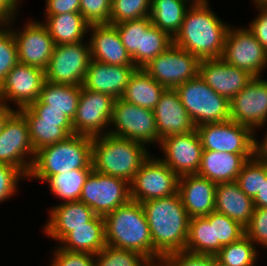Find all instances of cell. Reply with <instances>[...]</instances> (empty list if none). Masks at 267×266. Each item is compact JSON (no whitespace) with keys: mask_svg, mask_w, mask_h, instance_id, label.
<instances>
[{"mask_svg":"<svg viewBox=\"0 0 267 266\" xmlns=\"http://www.w3.org/2000/svg\"><path fill=\"white\" fill-rule=\"evenodd\" d=\"M47 27L55 45L77 43L88 34L89 24L80 13L44 15Z\"/></svg>","mask_w":267,"mask_h":266,"instance_id":"30","label":"cell"},{"mask_svg":"<svg viewBox=\"0 0 267 266\" xmlns=\"http://www.w3.org/2000/svg\"><path fill=\"white\" fill-rule=\"evenodd\" d=\"M216 186L215 182L198 174L179 177L178 193L190 219L215 211Z\"/></svg>","mask_w":267,"mask_h":266,"instance_id":"23","label":"cell"},{"mask_svg":"<svg viewBox=\"0 0 267 266\" xmlns=\"http://www.w3.org/2000/svg\"><path fill=\"white\" fill-rule=\"evenodd\" d=\"M254 201L235 182L218 183L215 211L228 216L246 227L254 213Z\"/></svg>","mask_w":267,"mask_h":266,"instance_id":"27","label":"cell"},{"mask_svg":"<svg viewBox=\"0 0 267 266\" xmlns=\"http://www.w3.org/2000/svg\"><path fill=\"white\" fill-rule=\"evenodd\" d=\"M136 68L135 65L116 66L91 59L82 87L121 98Z\"/></svg>","mask_w":267,"mask_h":266,"instance_id":"22","label":"cell"},{"mask_svg":"<svg viewBox=\"0 0 267 266\" xmlns=\"http://www.w3.org/2000/svg\"><path fill=\"white\" fill-rule=\"evenodd\" d=\"M17 111L11 106L0 103V134L5 127L8 119Z\"/></svg>","mask_w":267,"mask_h":266,"instance_id":"55","label":"cell"},{"mask_svg":"<svg viewBox=\"0 0 267 266\" xmlns=\"http://www.w3.org/2000/svg\"><path fill=\"white\" fill-rule=\"evenodd\" d=\"M34 157L27 121L17 110L0 134V163L18 168L27 177Z\"/></svg>","mask_w":267,"mask_h":266,"instance_id":"15","label":"cell"},{"mask_svg":"<svg viewBox=\"0 0 267 266\" xmlns=\"http://www.w3.org/2000/svg\"><path fill=\"white\" fill-rule=\"evenodd\" d=\"M55 45L45 70V80L56 84L82 86L91 52L89 41Z\"/></svg>","mask_w":267,"mask_h":266,"instance_id":"10","label":"cell"},{"mask_svg":"<svg viewBox=\"0 0 267 266\" xmlns=\"http://www.w3.org/2000/svg\"><path fill=\"white\" fill-rule=\"evenodd\" d=\"M18 62L13 32L7 25H0V84Z\"/></svg>","mask_w":267,"mask_h":266,"instance_id":"44","label":"cell"},{"mask_svg":"<svg viewBox=\"0 0 267 266\" xmlns=\"http://www.w3.org/2000/svg\"><path fill=\"white\" fill-rule=\"evenodd\" d=\"M114 101L115 98L108 94L81 87L78 108L72 120L74 134L92 138L107 134Z\"/></svg>","mask_w":267,"mask_h":266,"instance_id":"14","label":"cell"},{"mask_svg":"<svg viewBox=\"0 0 267 266\" xmlns=\"http://www.w3.org/2000/svg\"><path fill=\"white\" fill-rule=\"evenodd\" d=\"M26 121H50L60 122V127L70 136L74 134L72 120L63 111L57 109H46V104L39 100L30 106L18 110Z\"/></svg>","mask_w":267,"mask_h":266,"instance_id":"42","label":"cell"},{"mask_svg":"<svg viewBox=\"0 0 267 266\" xmlns=\"http://www.w3.org/2000/svg\"><path fill=\"white\" fill-rule=\"evenodd\" d=\"M44 15L80 13V0H46Z\"/></svg>","mask_w":267,"mask_h":266,"instance_id":"51","label":"cell"},{"mask_svg":"<svg viewBox=\"0 0 267 266\" xmlns=\"http://www.w3.org/2000/svg\"><path fill=\"white\" fill-rule=\"evenodd\" d=\"M173 44V38L155 25L142 32L141 68Z\"/></svg>","mask_w":267,"mask_h":266,"instance_id":"39","label":"cell"},{"mask_svg":"<svg viewBox=\"0 0 267 266\" xmlns=\"http://www.w3.org/2000/svg\"><path fill=\"white\" fill-rule=\"evenodd\" d=\"M130 200V183L128 181L94 170L88 175L79 199L97 215L103 217Z\"/></svg>","mask_w":267,"mask_h":266,"instance_id":"12","label":"cell"},{"mask_svg":"<svg viewBox=\"0 0 267 266\" xmlns=\"http://www.w3.org/2000/svg\"><path fill=\"white\" fill-rule=\"evenodd\" d=\"M159 139L171 135L186 134L196 126L181 103L175 89H165L153 109Z\"/></svg>","mask_w":267,"mask_h":266,"instance_id":"21","label":"cell"},{"mask_svg":"<svg viewBox=\"0 0 267 266\" xmlns=\"http://www.w3.org/2000/svg\"><path fill=\"white\" fill-rule=\"evenodd\" d=\"M106 245L132 250L153 260V245L141 203L130 200L104 216Z\"/></svg>","mask_w":267,"mask_h":266,"instance_id":"4","label":"cell"},{"mask_svg":"<svg viewBox=\"0 0 267 266\" xmlns=\"http://www.w3.org/2000/svg\"><path fill=\"white\" fill-rule=\"evenodd\" d=\"M205 217L210 223H214L215 242L222 246L233 243L245 235V227L224 214L214 211Z\"/></svg>","mask_w":267,"mask_h":266,"instance_id":"43","label":"cell"},{"mask_svg":"<svg viewBox=\"0 0 267 266\" xmlns=\"http://www.w3.org/2000/svg\"><path fill=\"white\" fill-rule=\"evenodd\" d=\"M193 2V0H152L149 16L152 24L174 38Z\"/></svg>","mask_w":267,"mask_h":266,"instance_id":"31","label":"cell"},{"mask_svg":"<svg viewBox=\"0 0 267 266\" xmlns=\"http://www.w3.org/2000/svg\"><path fill=\"white\" fill-rule=\"evenodd\" d=\"M195 126L230 120V101L198 75L175 88Z\"/></svg>","mask_w":267,"mask_h":266,"instance_id":"6","label":"cell"},{"mask_svg":"<svg viewBox=\"0 0 267 266\" xmlns=\"http://www.w3.org/2000/svg\"><path fill=\"white\" fill-rule=\"evenodd\" d=\"M254 5H267V0H253Z\"/></svg>","mask_w":267,"mask_h":266,"instance_id":"58","label":"cell"},{"mask_svg":"<svg viewBox=\"0 0 267 266\" xmlns=\"http://www.w3.org/2000/svg\"><path fill=\"white\" fill-rule=\"evenodd\" d=\"M254 245L245 234L239 240L223 246L215 257L226 266H255L258 251Z\"/></svg>","mask_w":267,"mask_h":266,"instance_id":"36","label":"cell"},{"mask_svg":"<svg viewBox=\"0 0 267 266\" xmlns=\"http://www.w3.org/2000/svg\"><path fill=\"white\" fill-rule=\"evenodd\" d=\"M27 177L12 165L0 163V202L7 201L11 196L17 192L18 182L20 179L24 180ZM15 193V194H14Z\"/></svg>","mask_w":267,"mask_h":266,"instance_id":"47","label":"cell"},{"mask_svg":"<svg viewBox=\"0 0 267 266\" xmlns=\"http://www.w3.org/2000/svg\"><path fill=\"white\" fill-rule=\"evenodd\" d=\"M254 156L203 150L197 174L216 184L235 182L244 163Z\"/></svg>","mask_w":267,"mask_h":266,"instance_id":"26","label":"cell"},{"mask_svg":"<svg viewBox=\"0 0 267 266\" xmlns=\"http://www.w3.org/2000/svg\"><path fill=\"white\" fill-rule=\"evenodd\" d=\"M211 266H226L220 260H218L214 255H211Z\"/></svg>","mask_w":267,"mask_h":266,"instance_id":"57","label":"cell"},{"mask_svg":"<svg viewBox=\"0 0 267 266\" xmlns=\"http://www.w3.org/2000/svg\"><path fill=\"white\" fill-rule=\"evenodd\" d=\"M144 266H164V264L160 259L158 260L156 259V260H148Z\"/></svg>","mask_w":267,"mask_h":266,"instance_id":"56","label":"cell"},{"mask_svg":"<svg viewBox=\"0 0 267 266\" xmlns=\"http://www.w3.org/2000/svg\"><path fill=\"white\" fill-rule=\"evenodd\" d=\"M179 176L159 157L149 156L130 182L131 200L142 203L178 193Z\"/></svg>","mask_w":267,"mask_h":266,"instance_id":"8","label":"cell"},{"mask_svg":"<svg viewBox=\"0 0 267 266\" xmlns=\"http://www.w3.org/2000/svg\"><path fill=\"white\" fill-rule=\"evenodd\" d=\"M60 243L58 246L64 250L96 255L106 246L104 217L96 215L87 225L74 228Z\"/></svg>","mask_w":267,"mask_h":266,"instance_id":"28","label":"cell"},{"mask_svg":"<svg viewBox=\"0 0 267 266\" xmlns=\"http://www.w3.org/2000/svg\"><path fill=\"white\" fill-rule=\"evenodd\" d=\"M230 120L251 128L264 127L267 122V81L253 77L230 100Z\"/></svg>","mask_w":267,"mask_h":266,"instance_id":"18","label":"cell"},{"mask_svg":"<svg viewBox=\"0 0 267 266\" xmlns=\"http://www.w3.org/2000/svg\"><path fill=\"white\" fill-rule=\"evenodd\" d=\"M148 259L142 254L106 245L95 255V266H144Z\"/></svg>","mask_w":267,"mask_h":266,"instance_id":"41","label":"cell"},{"mask_svg":"<svg viewBox=\"0 0 267 266\" xmlns=\"http://www.w3.org/2000/svg\"><path fill=\"white\" fill-rule=\"evenodd\" d=\"M165 89L143 68H136L129 78L121 99L136 106L153 110Z\"/></svg>","mask_w":267,"mask_h":266,"instance_id":"29","label":"cell"},{"mask_svg":"<svg viewBox=\"0 0 267 266\" xmlns=\"http://www.w3.org/2000/svg\"><path fill=\"white\" fill-rule=\"evenodd\" d=\"M34 151L65 140L69 135L60 127V122L27 121Z\"/></svg>","mask_w":267,"mask_h":266,"instance_id":"38","label":"cell"},{"mask_svg":"<svg viewBox=\"0 0 267 266\" xmlns=\"http://www.w3.org/2000/svg\"><path fill=\"white\" fill-rule=\"evenodd\" d=\"M152 0H112L109 24L149 17Z\"/></svg>","mask_w":267,"mask_h":266,"instance_id":"40","label":"cell"},{"mask_svg":"<svg viewBox=\"0 0 267 266\" xmlns=\"http://www.w3.org/2000/svg\"><path fill=\"white\" fill-rule=\"evenodd\" d=\"M164 266H211V255L196 254L186 250L159 258Z\"/></svg>","mask_w":267,"mask_h":266,"instance_id":"49","label":"cell"},{"mask_svg":"<svg viewBox=\"0 0 267 266\" xmlns=\"http://www.w3.org/2000/svg\"><path fill=\"white\" fill-rule=\"evenodd\" d=\"M266 179L267 162L254 156L244 163L236 179V183L247 196L254 199L261 190L263 180Z\"/></svg>","mask_w":267,"mask_h":266,"instance_id":"37","label":"cell"},{"mask_svg":"<svg viewBox=\"0 0 267 266\" xmlns=\"http://www.w3.org/2000/svg\"><path fill=\"white\" fill-rule=\"evenodd\" d=\"M6 25L13 28L19 62L46 70L55 43L42 21L29 20L21 30L14 29V21Z\"/></svg>","mask_w":267,"mask_h":266,"instance_id":"16","label":"cell"},{"mask_svg":"<svg viewBox=\"0 0 267 266\" xmlns=\"http://www.w3.org/2000/svg\"><path fill=\"white\" fill-rule=\"evenodd\" d=\"M199 75L208 86L229 101L253 78L246 71L229 65L222 58L200 60Z\"/></svg>","mask_w":267,"mask_h":266,"instance_id":"20","label":"cell"},{"mask_svg":"<svg viewBox=\"0 0 267 266\" xmlns=\"http://www.w3.org/2000/svg\"><path fill=\"white\" fill-rule=\"evenodd\" d=\"M256 8L258 15L251 20L248 28L267 52V5H256Z\"/></svg>","mask_w":267,"mask_h":266,"instance_id":"50","label":"cell"},{"mask_svg":"<svg viewBox=\"0 0 267 266\" xmlns=\"http://www.w3.org/2000/svg\"><path fill=\"white\" fill-rule=\"evenodd\" d=\"M222 247L219 242H215L214 223H210L205 216L189 220L186 251L215 256Z\"/></svg>","mask_w":267,"mask_h":266,"instance_id":"33","label":"cell"},{"mask_svg":"<svg viewBox=\"0 0 267 266\" xmlns=\"http://www.w3.org/2000/svg\"><path fill=\"white\" fill-rule=\"evenodd\" d=\"M91 31V32H90ZM91 59L109 65H134L117 28L111 24L90 25Z\"/></svg>","mask_w":267,"mask_h":266,"instance_id":"24","label":"cell"},{"mask_svg":"<svg viewBox=\"0 0 267 266\" xmlns=\"http://www.w3.org/2000/svg\"><path fill=\"white\" fill-rule=\"evenodd\" d=\"M49 220L44 227V234L60 242L76 227L85 226L97 214L80 201L61 202L49 209Z\"/></svg>","mask_w":267,"mask_h":266,"instance_id":"25","label":"cell"},{"mask_svg":"<svg viewBox=\"0 0 267 266\" xmlns=\"http://www.w3.org/2000/svg\"><path fill=\"white\" fill-rule=\"evenodd\" d=\"M200 59L172 44L151 60L143 69L166 89L177 86L199 75Z\"/></svg>","mask_w":267,"mask_h":266,"instance_id":"13","label":"cell"},{"mask_svg":"<svg viewBox=\"0 0 267 266\" xmlns=\"http://www.w3.org/2000/svg\"><path fill=\"white\" fill-rule=\"evenodd\" d=\"M208 0L193 2L187 10L182 26L173 38V44L200 60L221 58L228 23L221 20Z\"/></svg>","mask_w":267,"mask_h":266,"instance_id":"1","label":"cell"},{"mask_svg":"<svg viewBox=\"0 0 267 266\" xmlns=\"http://www.w3.org/2000/svg\"><path fill=\"white\" fill-rule=\"evenodd\" d=\"M263 140L260 142L255 139V156L260 160L267 162V132L264 135Z\"/></svg>","mask_w":267,"mask_h":266,"instance_id":"54","label":"cell"},{"mask_svg":"<svg viewBox=\"0 0 267 266\" xmlns=\"http://www.w3.org/2000/svg\"><path fill=\"white\" fill-rule=\"evenodd\" d=\"M92 168L73 169L72 171L49 176L48 183L51 193L63 202L79 201L81 191Z\"/></svg>","mask_w":267,"mask_h":266,"instance_id":"34","label":"cell"},{"mask_svg":"<svg viewBox=\"0 0 267 266\" xmlns=\"http://www.w3.org/2000/svg\"><path fill=\"white\" fill-rule=\"evenodd\" d=\"M151 25L150 17L114 24L120 34L123 45L137 68H141L142 32H145Z\"/></svg>","mask_w":267,"mask_h":266,"instance_id":"35","label":"cell"},{"mask_svg":"<svg viewBox=\"0 0 267 266\" xmlns=\"http://www.w3.org/2000/svg\"><path fill=\"white\" fill-rule=\"evenodd\" d=\"M255 208H267V179L263 180L261 190L253 199Z\"/></svg>","mask_w":267,"mask_h":266,"instance_id":"53","label":"cell"},{"mask_svg":"<svg viewBox=\"0 0 267 266\" xmlns=\"http://www.w3.org/2000/svg\"><path fill=\"white\" fill-rule=\"evenodd\" d=\"M92 143V137L73 134L63 141L39 149L35 152L27 179L33 178L44 183L49 176L73 169L92 168Z\"/></svg>","mask_w":267,"mask_h":266,"instance_id":"5","label":"cell"},{"mask_svg":"<svg viewBox=\"0 0 267 266\" xmlns=\"http://www.w3.org/2000/svg\"><path fill=\"white\" fill-rule=\"evenodd\" d=\"M153 245V260L186 248L189 216L179 193L141 203Z\"/></svg>","mask_w":267,"mask_h":266,"instance_id":"2","label":"cell"},{"mask_svg":"<svg viewBox=\"0 0 267 266\" xmlns=\"http://www.w3.org/2000/svg\"><path fill=\"white\" fill-rule=\"evenodd\" d=\"M245 234L258 246L267 249V208H255ZM258 244V245H257Z\"/></svg>","mask_w":267,"mask_h":266,"instance_id":"46","label":"cell"},{"mask_svg":"<svg viewBox=\"0 0 267 266\" xmlns=\"http://www.w3.org/2000/svg\"><path fill=\"white\" fill-rule=\"evenodd\" d=\"M45 70L18 62L0 84V103H15L20 110L38 100ZM9 102V103H8Z\"/></svg>","mask_w":267,"mask_h":266,"instance_id":"17","label":"cell"},{"mask_svg":"<svg viewBox=\"0 0 267 266\" xmlns=\"http://www.w3.org/2000/svg\"><path fill=\"white\" fill-rule=\"evenodd\" d=\"M20 2V0H0V25H6L10 21L16 20Z\"/></svg>","mask_w":267,"mask_h":266,"instance_id":"52","label":"cell"},{"mask_svg":"<svg viewBox=\"0 0 267 266\" xmlns=\"http://www.w3.org/2000/svg\"><path fill=\"white\" fill-rule=\"evenodd\" d=\"M203 150L234 154H255L256 133L249 127L229 120L196 127Z\"/></svg>","mask_w":267,"mask_h":266,"instance_id":"11","label":"cell"},{"mask_svg":"<svg viewBox=\"0 0 267 266\" xmlns=\"http://www.w3.org/2000/svg\"><path fill=\"white\" fill-rule=\"evenodd\" d=\"M148 146L109 133L93 137L92 169L98 173L128 181L150 156Z\"/></svg>","mask_w":267,"mask_h":266,"instance_id":"3","label":"cell"},{"mask_svg":"<svg viewBox=\"0 0 267 266\" xmlns=\"http://www.w3.org/2000/svg\"><path fill=\"white\" fill-rule=\"evenodd\" d=\"M231 27L226 33L221 58L252 77H262V71L267 68V52L248 27Z\"/></svg>","mask_w":267,"mask_h":266,"instance_id":"9","label":"cell"},{"mask_svg":"<svg viewBox=\"0 0 267 266\" xmlns=\"http://www.w3.org/2000/svg\"><path fill=\"white\" fill-rule=\"evenodd\" d=\"M110 127V135L137 141L146 146L160 144L153 110L136 106L121 98L114 101Z\"/></svg>","mask_w":267,"mask_h":266,"instance_id":"7","label":"cell"},{"mask_svg":"<svg viewBox=\"0 0 267 266\" xmlns=\"http://www.w3.org/2000/svg\"><path fill=\"white\" fill-rule=\"evenodd\" d=\"M81 87L44 81L38 100L46 109H57L73 120L79 103Z\"/></svg>","mask_w":267,"mask_h":266,"instance_id":"32","label":"cell"},{"mask_svg":"<svg viewBox=\"0 0 267 266\" xmlns=\"http://www.w3.org/2000/svg\"><path fill=\"white\" fill-rule=\"evenodd\" d=\"M159 148L164 154L160 159L179 177L197 174L203 151L197 130L164 137L160 140Z\"/></svg>","mask_w":267,"mask_h":266,"instance_id":"19","label":"cell"},{"mask_svg":"<svg viewBox=\"0 0 267 266\" xmlns=\"http://www.w3.org/2000/svg\"><path fill=\"white\" fill-rule=\"evenodd\" d=\"M51 266H95V255L86 252H71L58 246L53 249Z\"/></svg>","mask_w":267,"mask_h":266,"instance_id":"48","label":"cell"},{"mask_svg":"<svg viewBox=\"0 0 267 266\" xmlns=\"http://www.w3.org/2000/svg\"><path fill=\"white\" fill-rule=\"evenodd\" d=\"M112 0H80V14L89 25L109 24Z\"/></svg>","mask_w":267,"mask_h":266,"instance_id":"45","label":"cell"}]
</instances>
